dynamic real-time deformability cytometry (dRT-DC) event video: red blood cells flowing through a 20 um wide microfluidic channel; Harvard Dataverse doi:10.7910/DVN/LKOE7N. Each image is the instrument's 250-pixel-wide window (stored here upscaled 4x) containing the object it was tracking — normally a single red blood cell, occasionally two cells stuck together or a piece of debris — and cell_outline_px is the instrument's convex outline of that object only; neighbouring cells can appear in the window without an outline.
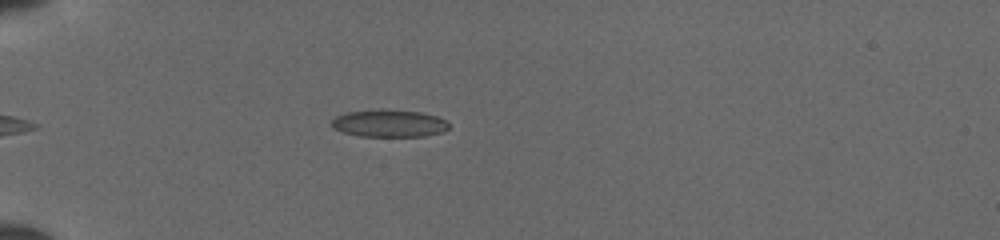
{"species": "common noctule bat (a hibernating species)", "species_latin": "Nyctalus noctula", "temperature_condition": "cold", "stored_images_in_passage": 32, "camera_frame_rate_fps": 3000, "um_per_image_px": 0.085, "animal": {"sex": "female", "body_mass_g": 19.5, "forearm_length_mm": 54.1}, "frame": {"image": 1, "passage_image": 1, "time_ms": 0.0, "image_size_px": [1000, 240], "cell_outline_px": [[448, 128], [444, 132], [424, 136], [360, 136], [344, 132], [332, 128], [332, 120], [336, 116], [348, 112], [380, 108], [420, 112], [436, 116], [448, 120]], "centroid_in_image_um": [33.09, 10.47], "position_along_channel_um": 51.9, "area_um2": 18.84}}
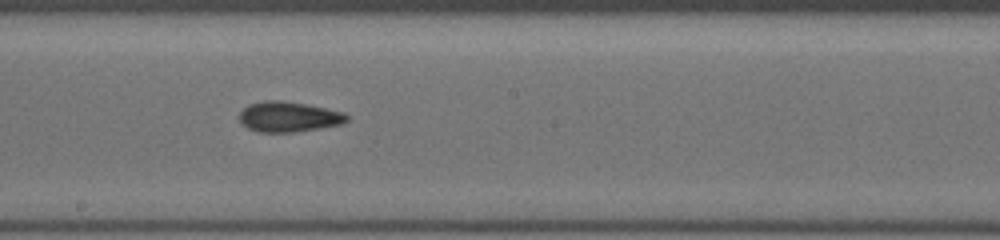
{"frame": {"image": 2, "passage_image": 15, "time_ms": 4.667, "image_size_px": [1000, 240], "cell_outline_px": [[348, 120], [340, 124], [320, 128], [292, 132], [260, 132], [248, 128], [240, 120], [240, 112], [248, 104], [264, 100], [280, 100], [308, 104], [344, 112], [348, 116]], "centroid_in_image_um": [24.54, 9.91], "position_along_channel_um": 223.7, "area_um2": 18.9}}
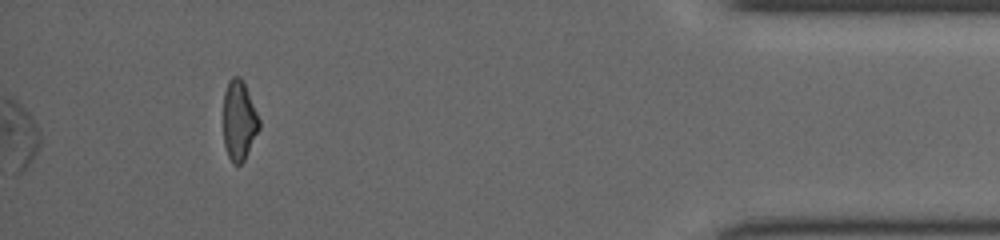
{"frame": {"image": 3, "passage_image": 32, "time_ms": 10.333, "image_size_px": [1000, 240], "cell_outline_px": [[260, 128], [244, 160], [240, 164], [232, 164], [228, 156], [224, 144], [224, 92], [228, 80], [232, 76], [240, 76], [244, 80], [260, 120]], "centroid_in_image_um": [20.32, 10.21], "position_along_channel_um": 414.9, "area_um2": 16.82}}